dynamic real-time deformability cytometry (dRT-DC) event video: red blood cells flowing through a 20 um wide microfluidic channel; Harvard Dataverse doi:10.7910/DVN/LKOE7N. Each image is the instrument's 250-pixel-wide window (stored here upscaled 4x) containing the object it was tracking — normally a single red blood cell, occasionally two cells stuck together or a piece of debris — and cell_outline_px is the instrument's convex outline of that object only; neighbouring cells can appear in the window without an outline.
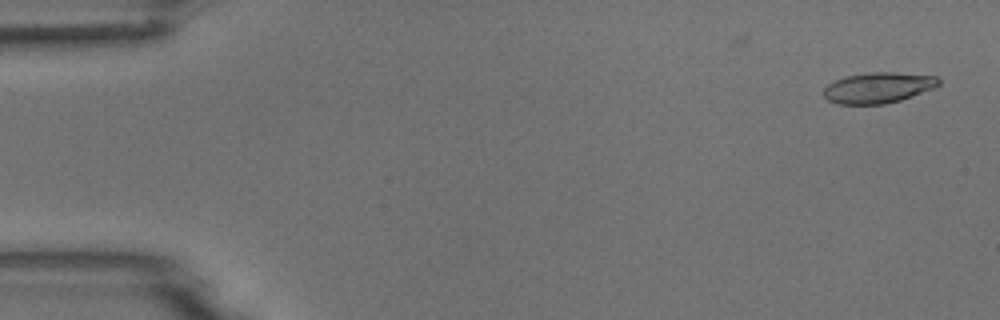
{"species": "common noctule bat (a hibernating species)", "species_latin": "Nyctalus noctula", "temperature_condition": "room temperature", "stored_images_in_passage": 2, "camera_frame_rate_fps": 3000, "um_per_image_px": 0.085, "animal": {"sex": "male", "body_mass_g": 18.8}, "frame": {"image": 1, "passage_image": 2, "time_ms": 1.0, "image_size_px": [1000, 320], "cell_outline_px": [[940, 84], [936, 88], [900, 100], [884, 104], [836, 104], [828, 100], [824, 96], [824, 88], [828, 84], [836, 80], [848, 76], [872, 72], [896, 72], [936, 76], [940, 80]], "centroid_in_image_um": [74.68, 7.46], "position_along_channel_um": 10.3, "area_um2": 20.58}}